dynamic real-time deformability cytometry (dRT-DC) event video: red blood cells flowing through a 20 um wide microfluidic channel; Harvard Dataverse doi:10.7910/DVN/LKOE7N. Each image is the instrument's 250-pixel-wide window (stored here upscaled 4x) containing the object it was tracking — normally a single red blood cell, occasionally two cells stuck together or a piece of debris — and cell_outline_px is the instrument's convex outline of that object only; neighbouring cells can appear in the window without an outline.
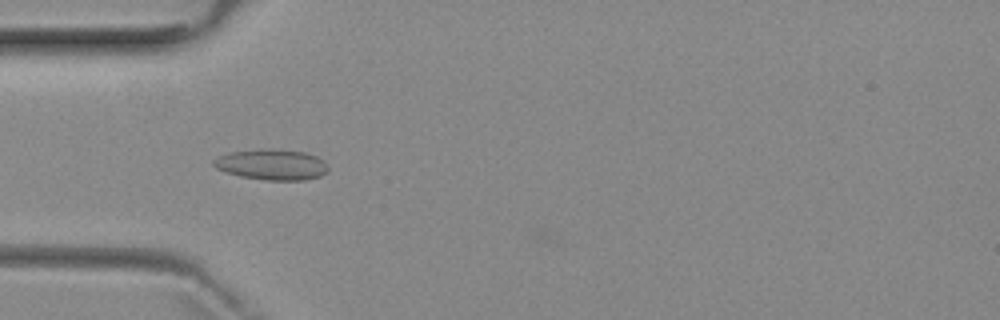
{"species": "common noctule bat (a hibernating species)", "species_latin": "Nyctalus noctula", "temperature_condition": "room temperature", "stored_images_in_passage": 5, "camera_frame_rate_fps": 3000, "um_per_image_px": 0.085, "animal": {"sex": "female", "body_mass_g": 29.2, "forearm_length_mm": 56.3}, "frame": {"image": 1, "passage_image": 3, "time_ms": 2.333, "image_size_px": [1000, 320], "cell_outline_px": [[328, 172], [320, 176], [304, 180], [264, 180], [240, 176], [216, 168], [212, 164], [212, 160], [220, 156], [232, 152], [260, 148], [272, 148], [304, 152], [316, 156], [324, 160], [328, 164]], "centroid_in_image_um": [23.13, 13.98], "position_along_channel_um": 61.9, "area_um2": 20.63}}
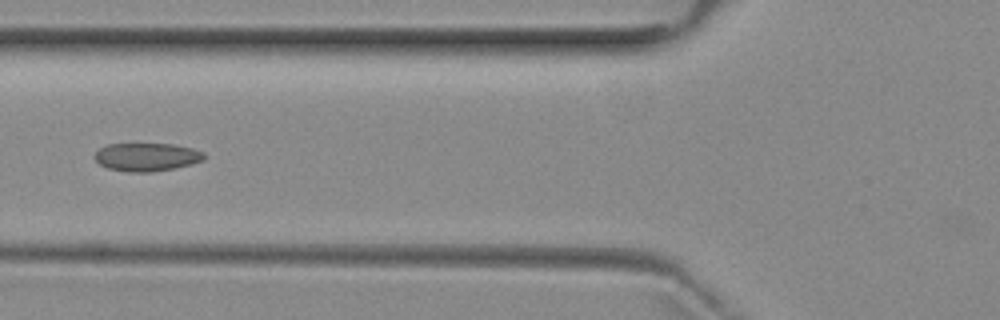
{"frame": {"image": 2, "passage_image": 4, "time_ms": 3.667, "image_size_px": [1000, 320], "cell_outline_px": [[204, 160], [192, 164], [152, 172], [128, 172], [108, 168], [100, 164], [92, 156], [100, 148], [108, 144], [172, 144], [192, 148], [204, 152]], "centroid_in_image_um": [12.46, 13.34], "position_along_channel_um": 113.3, "area_um2": 17.92}}
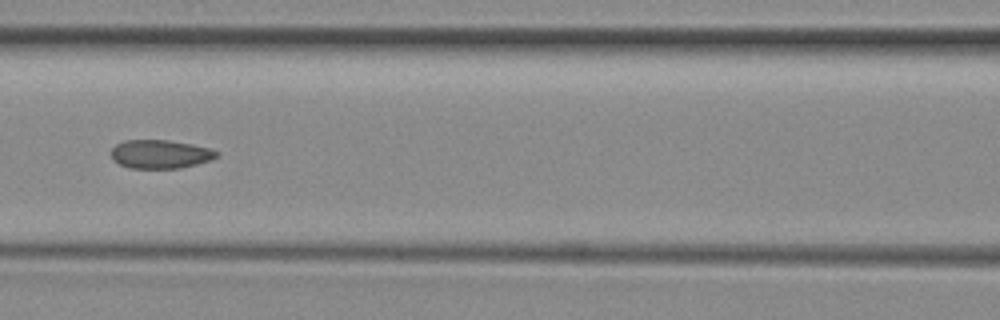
{"frame": {"image": 3, "passage_image": 5, "time_ms": 4.667, "image_size_px": [1000, 320], "cell_outline_px": [[220, 156], [212, 160], [180, 168], [128, 168], [112, 160], [112, 148], [116, 144], [124, 140], [168, 140], [192, 144], [208, 148], [220, 152]], "centroid_in_image_um": [13.64, 13.1], "position_along_channel_um": 153.0, "area_um2": 17.69}}